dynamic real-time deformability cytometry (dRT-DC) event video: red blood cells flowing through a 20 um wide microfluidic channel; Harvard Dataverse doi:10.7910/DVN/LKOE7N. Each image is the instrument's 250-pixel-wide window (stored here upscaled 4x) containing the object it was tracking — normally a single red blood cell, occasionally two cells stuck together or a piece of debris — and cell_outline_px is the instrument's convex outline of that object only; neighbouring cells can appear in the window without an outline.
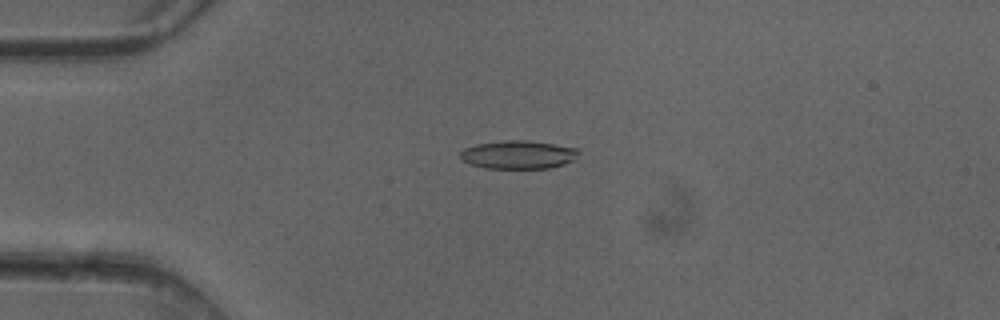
{"species": "common noctule bat (a hibernating species)", "species_latin": "Nyctalus noctula", "temperature_condition": "cold", "stored_images_in_passage": 4, "camera_frame_rate_fps": 3000, "um_per_image_px": 0.085, "animal": {"sex": "female"}, "frame": {"image": 1, "passage_image": 3, "time_ms": 0.667, "image_size_px": [1000, 320], "cell_outline_px": [[580, 152], [576, 160], [564, 164], [548, 168], [484, 168], [472, 164], [464, 160], [460, 156], [460, 152], [464, 148], [476, 144], [504, 140], [528, 140], [580, 148]], "centroid_in_image_um": [44.11, 13.14], "position_along_channel_um": 40.9, "area_um2": 19.65}}